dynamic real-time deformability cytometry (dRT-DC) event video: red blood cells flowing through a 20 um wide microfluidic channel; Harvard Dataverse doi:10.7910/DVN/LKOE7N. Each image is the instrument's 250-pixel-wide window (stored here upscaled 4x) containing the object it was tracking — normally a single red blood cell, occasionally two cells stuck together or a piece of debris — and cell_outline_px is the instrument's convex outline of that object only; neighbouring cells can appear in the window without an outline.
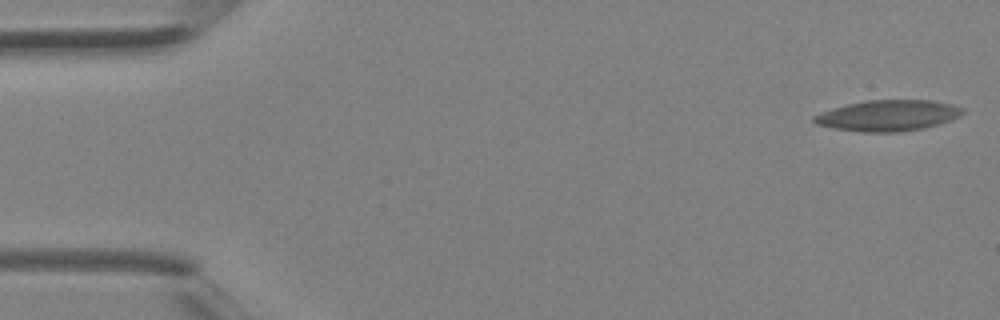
{"species": "Egyptian fruit bat (a non-hibernating species)", "species_latin": "Rousettus aegyptiacus", "temperature_condition": "room temperature", "stored_images_in_passage": 42, "camera_frame_rate_fps": 3000, "um_per_image_px": 0.085, "animal": {"sex": "female"}, "frame": {"image": 1, "passage_image": 1, "time_ms": 0.0, "image_size_px": [1000, 320], "cell_outline_px": [[964, 112], [960, 116], [924, 128], [900, 132], [860, 132], [836, 128], [816, 124], [812, 120], [812, 116], [820, 112], [848, 104], [864, 100], [932, 100], [952, 104], [964, 108]], "centroid_in_image_um": [75.47, 9.81], "position_along_channel_um": 9.5, "area_um2": 26.7}}
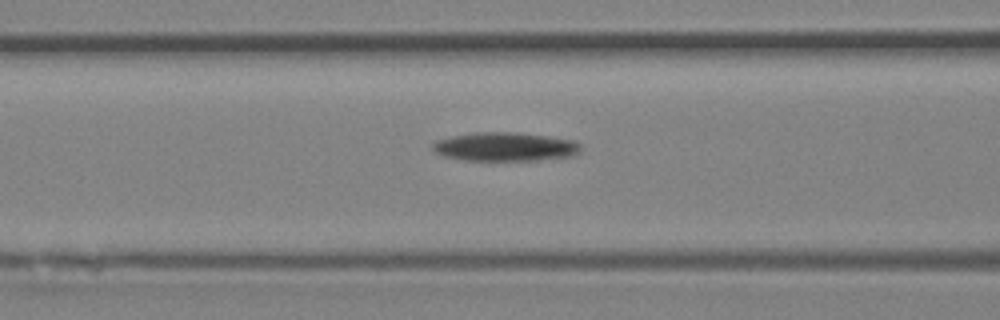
{"frame": {"image": 2, "passage_image": 17, "time_ms": 5.333, "image_size_px": [1000, 320], "cell_outline_px": [[580, 152], [576, 156], [536, 160], [464, 160], [444, 156], [436, 152], [432, 148], [432, 144], [436, 140], [452, 136], [476, 132], [516, 132], [548, 136], [576, 140], [580, 144]], "centroid_in_image_um": [42.98, 12.47], "position_along_channel_um": 123.6, "area_um2": 24.97}}
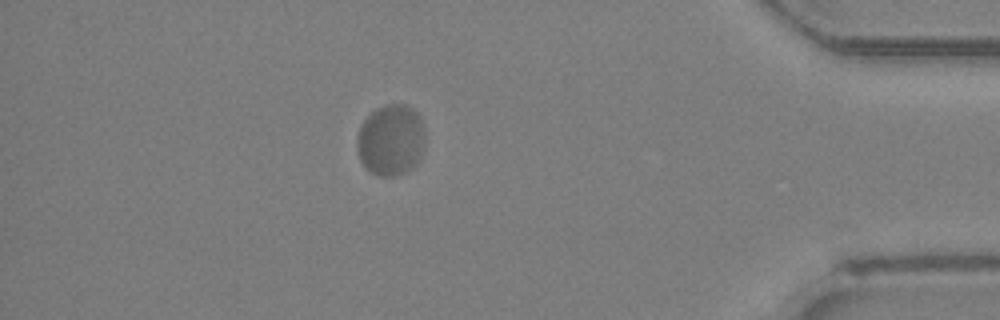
{"frame": {"image": 3, "passage_image": 37, "time_ms": 12.0, "image_size_px": [1000, 320], "cell_outline_px": [[424, 140], [420, 156], [416, 164], [412, 168], [404, 172], [392, 176], [380, 176], [368, 172], [364, 168], [360, 160], [356, 148], [356, 136], [360, 124], [376, 108], [384, 104], [404, 104], [412, 108], [420, 116], [424, 128]], "centroid_in_image_um": [33.18, 11.9], "position_along_channel_um": 402.0, "area_um2": 28.61}}